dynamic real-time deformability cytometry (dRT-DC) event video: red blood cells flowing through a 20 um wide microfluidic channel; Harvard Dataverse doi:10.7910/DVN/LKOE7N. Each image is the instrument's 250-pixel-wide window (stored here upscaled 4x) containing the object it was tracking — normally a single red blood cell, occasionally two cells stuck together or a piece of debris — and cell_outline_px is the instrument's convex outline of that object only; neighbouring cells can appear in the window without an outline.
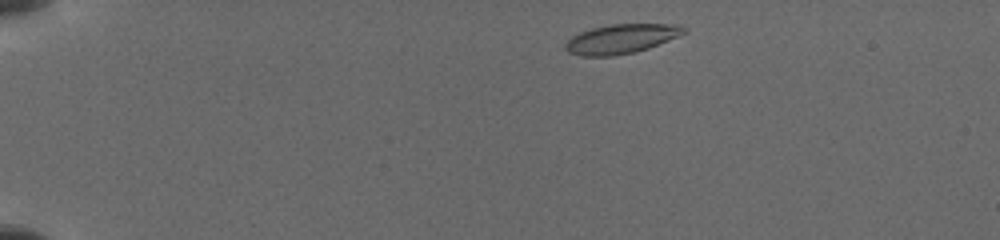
{"species": "common noctule bat (a hibernating species)", "species_latin": "Nyctalus noctula", "temperature_condition": "cold", "stored_images_in_passage": 23, "camera_frame_rate_fps": 3000, "um_per_image_px": 0.085, "animal": {"sex": "female", "body_mass_g": 19.5, "forearm_length_mm": 54.1}, "frame": {"image": 1, "passage_image": 2, "time_ms": 0.333, "image_size_px": [1000, 240], "cell_outline_px": [[688, 32], [648, 48], [632, 52], [612, 56], [580, 56], [568, 52], [564, 48], [564, 44], [572, 36], [580, 32], [592, 28], [612, 24], [676, 24], [688, 28]], "centroid_in_image_um": [52.8, 3.3], "position_along_channel_um": 32.2, "area_um2": 20.23}}
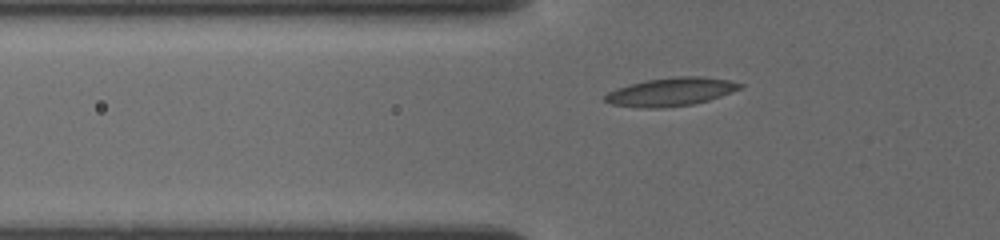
{"frame": {"image": 2, "passage_image": 15, "time_ms": 3.333, "image_size_px": [1000, 240], "cell_outline_px": [[744, 88], [708, 100], [692, 104], [660, 108], [644, 108], [612, 104], [604, 100], [604, 96], [608, 92], [616, 88], [648, 80], [676, 76], [700, 76], [728, 80], [744, 84]], "centroid_in_image_um": [57.06, 7.8], "position_along_channel_um": 68.7, "area_um2": 22.08}}
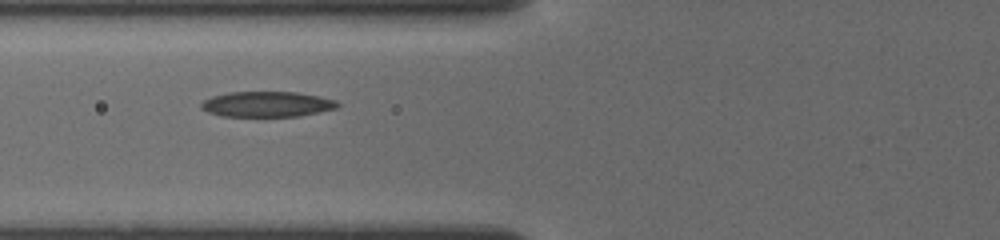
{"frame": {"image": 3, "passage_image": 22, "time_ms": 4.333, "image_size_px": [1000, 240], "cell_outline_px": [[340, 104], [336, 108], [296, 116], [224, 116], [208, 112], [200, 108], [200, 104], [204, 100], [212, 96], [228, 92], [296, 92], [320, 96], [336, 100]], "centroid_in_image_um": [22.67, 8.84], "position_along_channel_um": 103.1, "area_um2": 20.06}}